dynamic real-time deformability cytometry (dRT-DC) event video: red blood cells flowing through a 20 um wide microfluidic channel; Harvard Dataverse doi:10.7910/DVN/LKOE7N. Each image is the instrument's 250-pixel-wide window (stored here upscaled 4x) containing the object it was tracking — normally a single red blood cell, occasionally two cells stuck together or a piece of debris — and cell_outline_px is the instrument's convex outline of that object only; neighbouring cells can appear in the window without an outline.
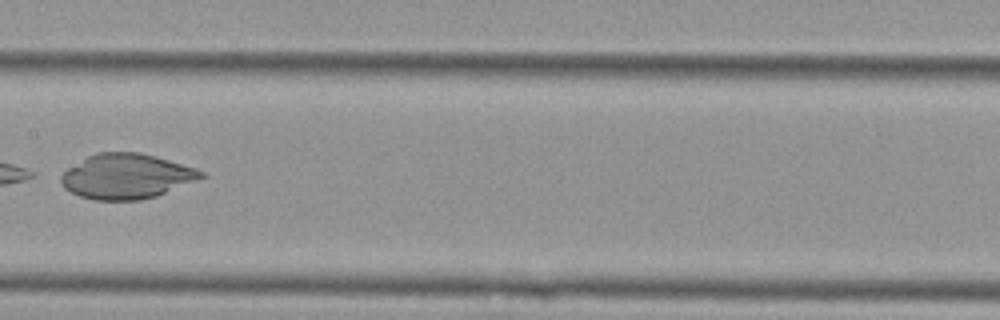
{"species": "Egyptian fruit bat (a non-hibernating species)", "species_latin": "Rousettus aegyptiacus", "temperature_condition": "cold", "stored_images_in_passage": 9, "camera_frame_rate_fps": 3000, "um_per_image_px": 0.085, "animal": {"sex": "female"}, "frame": {"image": 1, "passage_image": 8, "time_ms": 2.333, "image_size_px": [1000, 320], "cell_outline_px": [[208, 176], [156, 196], [140, 200], [96, 200], [80, 196], [64, 188], [60, 180], [60, 176], [68, 168], [88, 156], [96, 152], [140, 152], [156, 156], [196, 168], [204, 172]], "centroid_in_image_um": [10.77, 14.98], "position_along_channel_um": 196.6, "area_um2": 36.7}}
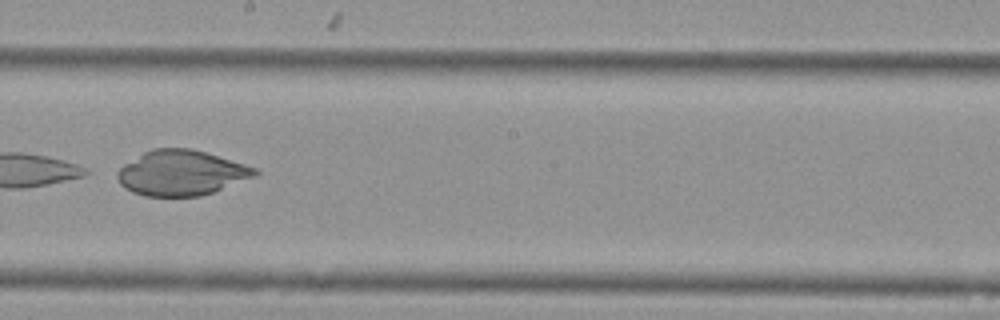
{"frame": {"image": 2, "passage_image": 9, "time_ms": 2.667, "image_size_px": [1000, 320], "cell_outline_px": [[260, 172], [256, 176], [212, 192], [200, 196], [144, 196], [132, 192], [124, 188], [120, 184], [116, 176], [116, 172], [124, 164], [144, 152], [152, 148], [192, 148], [244, 164], [256, 168]], "centroid_in_image_um": [15.38, 14.69], "position_along_channel_um": 232.8, "area_um2": 36.13}}